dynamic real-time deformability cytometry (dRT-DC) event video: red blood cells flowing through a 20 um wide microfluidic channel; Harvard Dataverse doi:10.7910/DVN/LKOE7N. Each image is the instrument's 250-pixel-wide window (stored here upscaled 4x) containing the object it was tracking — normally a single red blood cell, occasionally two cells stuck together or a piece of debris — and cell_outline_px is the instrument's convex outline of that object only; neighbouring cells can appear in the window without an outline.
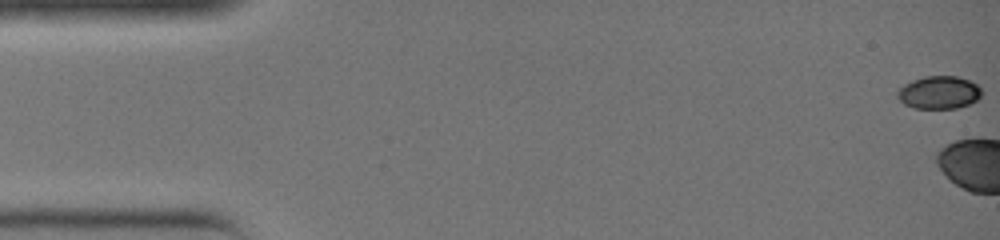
{"species": "common noctule bat (a hibernating species)", "species_latin": "Nyctalus noctula", "temperature_condition": "warm", "stored_images_in_passage": 4, "camera_frame_rate_fps": 3000, "um_per_image_px": 0.085, "animal": {"sex": "female", "body_mass_g": 19.0, "forearm_length_mm": 51.5}, "frame": {"image": 1, "passage_image": 1, "time_ms": 0.0, "image_size_px": [1000, 240], "cell_outline_px": [[980, 96], [976, 100], [968, 104], [956, 108], [912, 108], [904, 104], [896, 96], [896, 92], [904, 84], [912, 80], [924, 76], [956, 76], [968, 80], [976, 84], [980, 88]], "centroid_in_image_um": [79.76, 7.86], "position_along_channel_um": 5.2, "area_um2": 16.01}}